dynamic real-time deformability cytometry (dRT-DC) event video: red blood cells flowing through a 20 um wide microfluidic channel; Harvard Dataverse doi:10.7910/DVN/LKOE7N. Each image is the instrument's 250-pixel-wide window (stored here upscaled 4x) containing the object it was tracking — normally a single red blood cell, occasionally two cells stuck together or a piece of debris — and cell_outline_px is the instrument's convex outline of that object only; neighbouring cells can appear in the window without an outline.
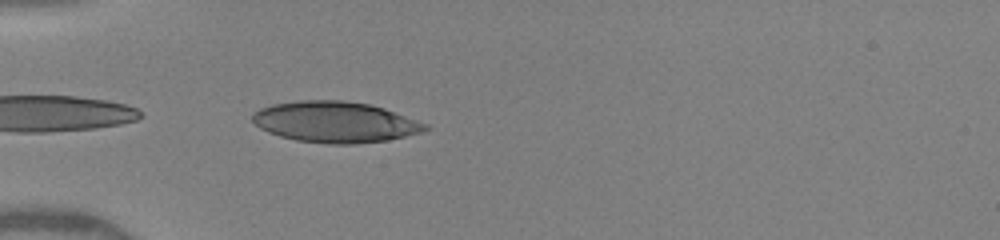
{"species": "human", "species_latin": "Homo sapiens", "temperature_condition": "warm", "stored_images_in_passage": 14, "camera_frame_rate_fps": 3000, "um_per_image_px": 0.085, "donor": {"sex": "female"}, "frame": {"image": 1, "passage_image": 2, "time_ms": 0.333, "image_size_px": [1000, 240], "cell_outline_px": [[428, 128], [424, 132], [388, 140], [356, 144], [328, 144], [296, 140], [280, 136], [268, 132], [260, 128], [252, 120], [252, 112], [260, 108], [272, 104], [300, 100], [344, 100], [372, 104], [384, 108], [428, 124]], "centroid_in_image_um": [28.49, 10.37], "position_along_channel_um": 56.5, "area_um2": 41.5}}